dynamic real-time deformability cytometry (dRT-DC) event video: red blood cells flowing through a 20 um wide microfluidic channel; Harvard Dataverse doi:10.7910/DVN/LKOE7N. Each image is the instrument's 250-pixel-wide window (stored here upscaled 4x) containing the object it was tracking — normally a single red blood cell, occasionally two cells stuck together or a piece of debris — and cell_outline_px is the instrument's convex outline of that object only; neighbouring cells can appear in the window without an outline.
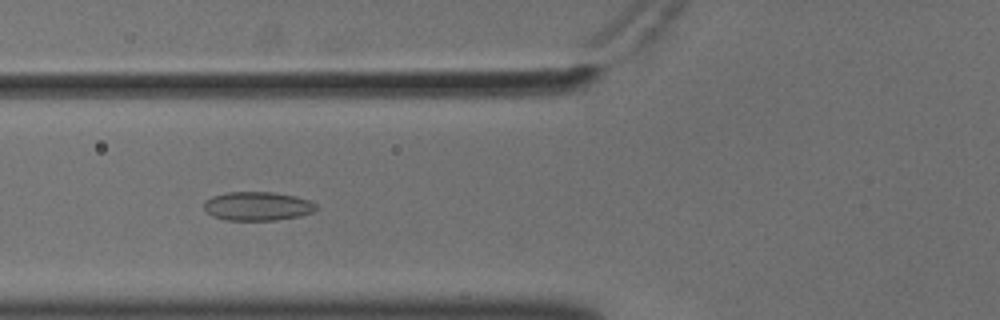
{"species": "common noctule bat (a hibernating species)", "species_latin": "Nyctalus noctula", "temperature_condition": "cold", "stored_images_in_passage": 56, "camera_frame_rate_fps": 3000, "um_per_image_px": 0.085, "animal": {"sex": "male", "body_mass_g": 18.8}, "frame": {"image": 1, "passage_image": 22, "time_ms": 7.0, "image_size_px": [1000, 320], "cell_outline_px": [[316, 208], [312, 212], [300, 216], [276, 220], [224, 220], [212, 216], [204, 208], [204, 200], [212, 196], [228, 192], [272, 192], [296, 196], [308, 200], [316, 204]], "centroid_in_image_um": [21.86, 17.52], "position_along_channel_um": 103.9, "area_um2": 18.84}}
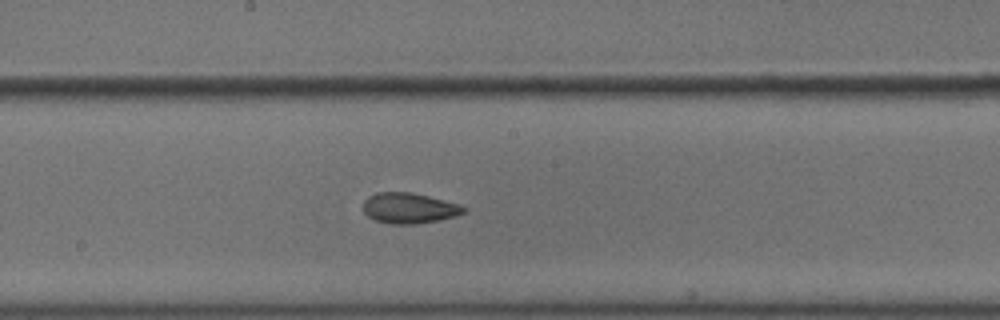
{"frame": {"image": 2, "passage_image": 31, "time_ms": 10.0, "image_size_px": [1000, 320], "cell_outline_px": [[468, 208], [464, 212], [440, 220], [416, 224], [388, 224], [376, 220], [368, 216], [364, 212], [364, 200], [368, 196], [376, 192], [412, 192], [460, 204]], "centroid_in_image_um": [34.76, 17.69], "position_along_channel_um": 213.4, "area_um2": 17.92}}
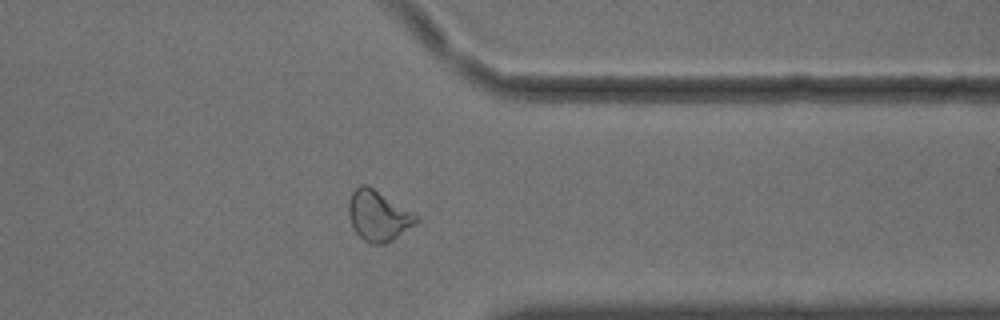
{"frame": {"image": 3, "passage_image": 45, "time_ms": 14.667, "image_size_px": [1000, 320], "cell_outline_px": [[420, 220], [392, 240], [384, 244], [372, 244], [364, 240], [352, 228], [348, 216], [348, 204], [352, 192], [360, 184], [368, 184], [420, 216]], "centroid_in_image_um": [32.14, 18.32], "position_along_channel_um": 379.3, "area_um2": 20.0}, "authors_computed_cell_mechanics": {"area_um2": 19.5653, "velocity_mm_per_s": 3.6286, "shape_relaxation_time_tau1_ms": null, "shape_relaxation_time_tau2_ms": 2.2775, "deformation_change_tau1": null, "deformation_change_tau2": 0.0834}}